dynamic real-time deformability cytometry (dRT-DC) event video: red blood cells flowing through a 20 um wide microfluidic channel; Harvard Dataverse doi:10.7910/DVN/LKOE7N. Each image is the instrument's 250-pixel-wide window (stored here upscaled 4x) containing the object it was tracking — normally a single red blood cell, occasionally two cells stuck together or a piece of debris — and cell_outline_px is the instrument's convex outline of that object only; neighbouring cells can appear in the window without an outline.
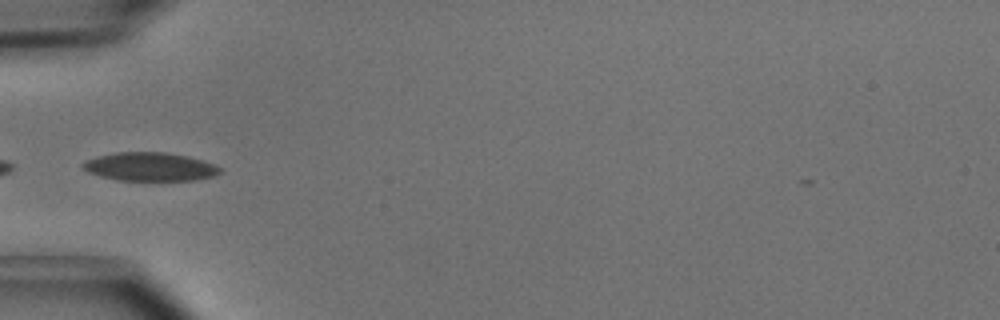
{"species": "common noctule bat (a hibernating species)", "species_latin": "Nyctalus noctula", "temperature_condition": "cold", "stored_images_in_passage": 4, "camera_frame_rate_fps": 3000, "um_per_image_px": 0.085, "animal": {"sex": "male", "body_mass_g": 15.6}, "frame": {"image": 1, "passage_image": 4, "time_ms": 1.0, "image_size_px": [1000, 320], "cell_outline_px": [[224, 172], [216, 176], [196, 180], [116, 180], [100, 176], [88, 172], [80, 168], [80, 164], [84, 160], [96, 156], [116, 152], [164, 152], [188, 156], [204, 160], [216, 164]], "centroid_in_image_um": [12.75, 14.17], "position_along_channel_um": 72.3, "area_um2": 23.24}}